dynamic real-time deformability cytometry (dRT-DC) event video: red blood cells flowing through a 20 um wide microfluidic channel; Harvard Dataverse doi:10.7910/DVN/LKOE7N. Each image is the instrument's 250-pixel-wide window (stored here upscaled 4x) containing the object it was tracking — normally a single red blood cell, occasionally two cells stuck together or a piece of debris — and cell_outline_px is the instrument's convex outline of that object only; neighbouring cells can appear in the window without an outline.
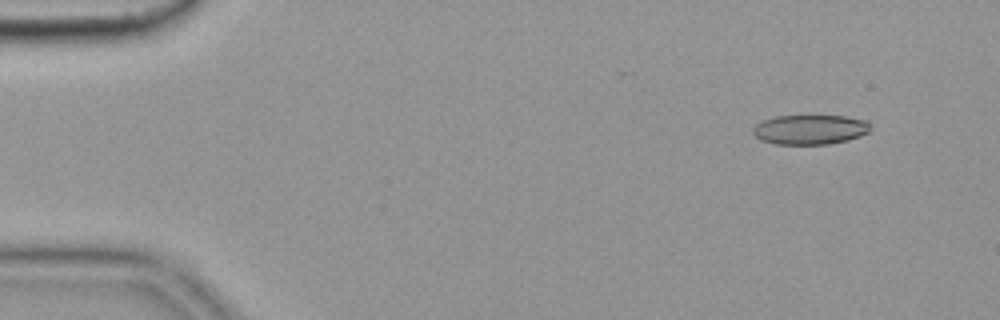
{"species": "common noctule bat (a hibernating species)", "species_latin": "Nyctalus noctula", "temperature_condition": "cold", "stored_images_in_passage": 5, "camera_frame_rate_fps": 3000, "um_per_image_px": 0.085, "animal": {"sex": "female", "body_mass_g": 19.9}, "frame": {"image": 1, "passage_image": 2, "time_ms": 0.333, "image_size_px": [1000, 320], "cell_outline_px": [[872, 124], [868, 132], [860, 136], [848, 140], [828, 144], [776, 144], [760, 140], [752, 132], [752, 128], [756, 124], [764, 120], [776, 116], [844, 116], [868, 120]], "centroid_in_image_um": [68.87, 11.01], "position_along_channel_um": 16.1, "area_um2": 20.4}}